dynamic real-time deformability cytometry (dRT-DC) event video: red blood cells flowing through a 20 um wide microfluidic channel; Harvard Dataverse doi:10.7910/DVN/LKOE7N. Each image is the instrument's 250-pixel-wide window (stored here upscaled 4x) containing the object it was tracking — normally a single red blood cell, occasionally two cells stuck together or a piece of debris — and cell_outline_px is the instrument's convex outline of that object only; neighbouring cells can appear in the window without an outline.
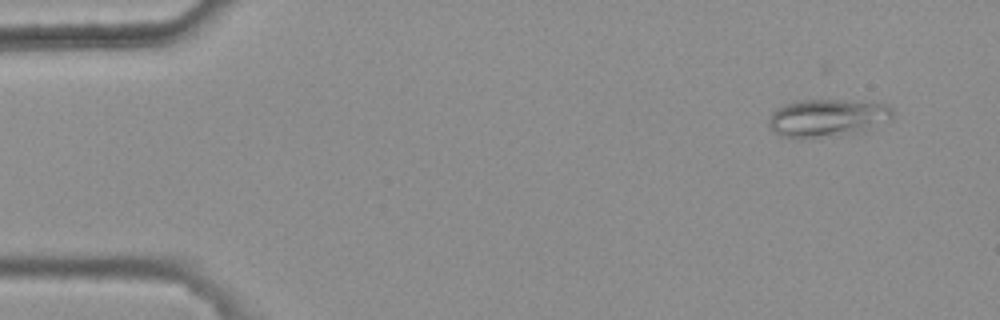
{"species": "common noctule bat (a hibernating species)", "species_latin": "Nyctalus noctula", "temperature_condition": "warm", "stored_images_in_passage": 3, "camera_frame_rate_fps": 3000, "um_per_image_px": 0.085, "animal": {"sex": "female", "body_mass_g": 25.1}, "frame": {"image": 1, "passage_image": 1, "time_ms": 0.0, "image_size_px": [1000, 320], "cell_outline_px": [[892, 120], [864, 132], [800, 140], [780, 136], [772, 132], [768, 124], [768, 120], [772, 112], [776, 108], [784, 104], [796, 100], [840, 100], [888, 104], [892, 108]], "centroid_in_image_um": [70.3, 10.05], "position_along_channel_um": 14.7, "area_um2": 28.03}}